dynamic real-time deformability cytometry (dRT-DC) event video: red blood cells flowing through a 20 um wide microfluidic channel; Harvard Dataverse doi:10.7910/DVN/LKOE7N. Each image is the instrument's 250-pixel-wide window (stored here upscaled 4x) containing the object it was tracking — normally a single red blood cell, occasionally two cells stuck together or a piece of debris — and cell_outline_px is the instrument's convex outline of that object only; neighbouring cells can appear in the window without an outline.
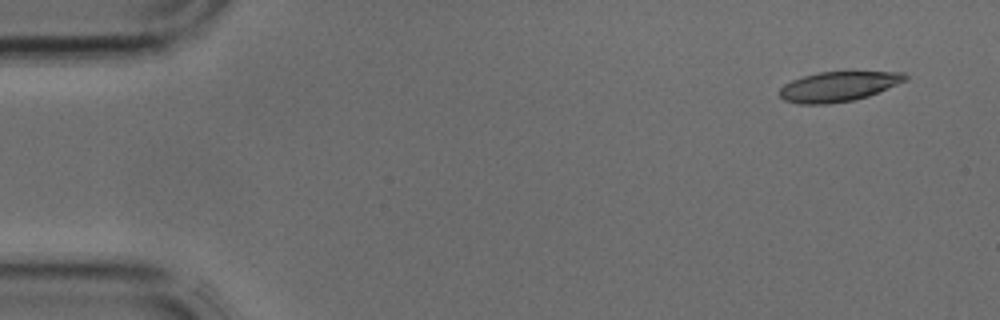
{"species": "common noctule bat (a hibernating species)", "species_latin": "Nyctalus noctula", "temperature_condition": "cold", "stored_images_in_passage": 3, "camera_frame_rate_fps": 3000, "um_per_image_px": 0.085, "animal": {"sex": "male", "body_mass_g": 17.9, "forearm_length_mm": 54.2}, "frame": {"image": 1, "passage_image": 1, "time_ms": 0.0, "image_size_px": [1000, 320], "cell_outline_px": [[908, 80], [868, 96], [852, 100], [828, 104], [800, 104], [784, 100], [780, 96], [780, 88], [784, 84], [792, 80], [804, 76], [820, 72], [904, 72], [908, 76]], "centroid_in_image_um": [71.27, 7.35], "position_along_channel_um": 13.7, "area_um2": 21.73}}